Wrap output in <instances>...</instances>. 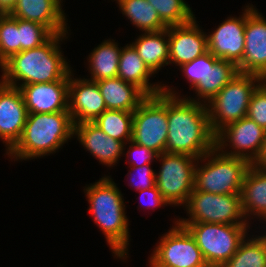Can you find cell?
<instances>
[{"mask_svg": "<svg viewBox=\"0 0 266 267\" xmlns=\"http://www.w3.org/2000/svg\"><path fill=\"white\" fill-rule=\"evenodd\" d=\"M240 194L242 211L248 224H253L249 220L254 218L263 224L266 221V169L251 164Z\"/></svg>", "mask_w": 266, "mask_h": 267, "instance_id": "44dd1931", "label": "cell"}, {"mask_svg": "<svg viewBox=\"0 0 266 267\" xmlns=\"http://www.w3.org/2000/svg\"><path fill=\"white\" fill-rule=\"evenodd\" d=\"M261 83L262 77L259 75L238 73L206 104L209 125L214 134L247 116L252 94Z\"/></svg>", "mask_w": 266, "mask_h": 267, "instance_id": "52a82bcc", "label": "cell"}, {"mask_svg": "<svg viewBox=\"0 0 266 267\" xmlns=\"http://www.w3.org/2000/svg\"><path fill=\"white\" fill-rule=\"evenodd\" d=\"M21 51L37 48L46 43L54 34L42 24L18 19Z\"/></svg>", "mask_w": 266, "mask_h": 267, "instance_id": "1f68e13d", "label": "cell"}, {"mask_svg": "<svg viewBox=\"0 0 266 267\" xmlns=\"http://www.w3.org/2000/svg\"><path fill=\"white\" fill-rule=\"evenodd\" d=\"M167 25H181L191 21L195 15L185 0H147Z\"/></svg>", "mask_w": 266, "mask_h": 267, "instance_id": "f546056e", "label": "cell"}, {"mask_svg": "<svg viewBox=\"0 0 266 267\" xmlns=\"http://www.w3.org/2000/svg\"><path fill=\"white\" fill-rule=\"evenodd\" d=\"M107 109L97 82L86 78H74L70 73L68 87V111L73 124L93 122Z\"/></svg>", "mask_w": 266, "mask_h": 267, "instance_id": "e0dca14e", "label": "cell"}, {"mask_svg": "<svg viewBox=\"0 0 266 267\" xmlns=\"http://www.w3.org/2000/svg\"><path fill=\"white\" fill-rule=\"evenodd\" d=\"M127 144H129V146ZM125 147L127 151H125ZM124 154L127 155L126 157L128 158V161H126L125 163H128V165H130L129 167H140L144 164H151L153 161L157 162L156 159L158 157V154L155 151L150 150L145 146L138 145L131 140L124 144L123 156Z\"/></svg>", "mask_w": 266, "mask_h": 267, "instance_id": "e575fe53", "label": "cell"}, {"mask_svg": "<svg viewBox=\"0 0 266 267\" xmlns=\"http://www.w3.org/2000/svg\"><path fill=\"white\" fill-rule=\"evenodd\" d=\"M252 164L257 167L266 169V136L262 145L261 152Z\"/></svg>", "mask_w": 266, "mask_h": 267, "instance_id": "74e56055", "label": "cell"}, {"mask_svg": "<svg viewBox=\"0 0 266 267\" xmlns=\"http://www.w3.org/2000/svg\"><path fill=\"white\" fill-rule=\"evenodd\" d=\"M139 193L141 195L140 199H141L142 196H144L146 198L149 197L147 199L149 202H147V203H145L146 200L143 201L144 199H141L143 202L140 201L142 203V205L145 207L146 210L147 209H153V211H154V209L163 208V207L168 206V205L170 206V204L160 194V191L158 190V187L156 185L154 187H151V188H148V189L140 190Z\"/></svg>", "mask_w": 266, "mask_h": 267, "instance_id": "8d00e7d4", "label": "cell"}, {"mask_svg": "<svg viewBox=\"0 0 266 267\" xmlns=\"http://www.w3.org/2000/svg\"><path fill=\"white\" fill-rule=\"evenodd\" d=\"M264 224H266V221L264 222ZM263 232H264L263 234L266 236V230H264Z\"/></svg>", "mask_w": 266, "mask_h": 267, "instance_id": "b9f144b4", "label": "cell"}, {"mask_svg": "<svg viewBox=\"0 0 266 267\" xmlns=\"http://www.w3.org/2000/svg\"><path fill=\"white\" fill-rule=\"evenodd\" d=\"M262 84L266 87V77L262 78Z\"/></svg>", "mask_w": 266, "mask_h": 267, "instance_id": "ab89813d", "label": "cell"}, {"mask_svg": "<svg viewBox=\"0 0 266 267\" xmlns=\"http://www.w3.org/2000/svg\"><path fill=\"white\" fill-rule=\"evenodd\" d=\"M93 123L107 136L124 144L132 139L133 112L106 109Z\"/></svg>", "mask_w": 266, "mask_h": 267, "instance_id": "f1b7e54d", "label": "cell"}, {"mask_svg": "<svg viewBox=\"0 0 266 267\" xmlns=\"http://www.w3.org/2000/svg\"><path fill=\"white\" fill-rule=\"evenodd\" d=\"M19 52H21V42L18 18L5 14L0 19V66Z\"/></svg>", "mask_w": 266, "mask_h": 267, "instance_id": "4dcf8cb0", "label": "cell"}, {"mask_svg": "<svg viewBox=\"0 0 266 267\" xmlns=\"http://www.w3.org/2000/svg\"><path fill=\"white\" fill-rule=\"evenodd\" d=\"M107 109L134 112L147 95L136 85L119 77L97 81Z\"/></svg>", "mask_w": 266, "mask_h": 267, "instance_id": "603a6c76", "label": "cell"}, {"mask_svg": "<svg viewBox=\"0 0 266 267\" xmlns=\"http://www.w3.org/2000/svg\"><path fill=\"white\" fill-rule=\"evenodd\" d=\"M242 14L230 16L217 28L207 32L208 51L216 58L233 62L236 66L243 59L245 48V25L247 18V5Z\"/></svg>", "mask_w": 266, "mask_h": 267, "instance_id": "5bb4252c", "label": "cell"}, {"mask_svg": "<svg viewBox=\"0 0 266 267\" xmlns=\"http://www.w3.org/2000/svg\"><path fill=\"white\" fill-rule=\"evenodd\" d=\"M159 171L155 182L160 194L172 207H184L194 190L195 167L198 158L185 154H159Z\"/></svg>", "mask_w": 266, "mask_h": 267, "instance_id": "ba28073f", "label": "cell"}, {"mask_svg": "<svg viewBox=\"0 0 266 267\" xmlns=\"http://www.w3.org/2000/svg\"><path fill=\"white\" fill-rule=\"evenodd\" d=\"M178 223L194 237L209 267H222L251 232L250 224Z\"/></svg>", "mask_w": 266, "mask_h": 267, "instance_id": "8992f818", "label": "cell"}, {"mask_svg": "<svg viewBox=\"0 0 266 267\" xmlns=\"http://www.w3.org/2000/svg\"><path fill=\"white\" fill-rule=\"evenodd\" d=\"M250 165L248 160L225 155L214 147L197 160L193 191L240 194Z\"/></svg>", "mask_w": 266, "mask_h": 267, "instance_id": "5b68a950", "label": "cell"}, {"mask_svg": "<svg viewBox=\"0 0 266 267\" xmlns=\"http://www.w3.org/2000/svg\"><path fill=\"white\" fill-rule=\"evenodd\" d=\"M154 75L131 43L122 47L117 77L136 85L147 96H154L163 92L165 85L149 82Z\"/></svg>", "mask_w": 266, "mask_h": 267, "instance_id": "7402d4cb", "label": "cell"}, {"mask_svg": "<svg viewBox=\"0 0 266 267\" xmlns=\"http://www.w3.org/2000/svg\"><path fill=\"white\" fill-rule=\"evenodd\" d=\"M218 60V58L208 51L193 61L179 66L188 83H190L189 87L191 90L205 79L208 72V65H214Z\"/></svg>", "mask_w": 266, "mask_h": 267, "instance_id": "d6a6232c", "label": "cell"}, {"mask_svg": "<svg viewBox=\"0 0 266 267\" xmlns=\"http://www.w3.org/2000/svg\"><path fill=\"white\" fill-rule=\"evenodd\" d=\"M151 165L152 164H144L143 166L140 167L137 166L128 167L130 169L126 175L129 178V180H131L128 182V185L130 187H133L136 191L154 187L156 185L155 170H153ZM132 172L136 174H133ZM134 175H137L138 178L137 176L135 177Z\"/></svg>", "mask_w": 266, "mask_h": 267, "instance_id": "d590c367", "label": "cell"}, {"mask_svg": "<svg viewBox=\"0 0 266 267\" xmlns=\"http://www.w3.org/2000/svg\"><path fill=\"white\" fill-rule=\"evenodd\" d=\"M69 33L54 34L43 45L12 55L1 66V81L21 87L26 84L70 80L73 71L61 49Z\"/></svg>", "mask_w": 266, "mask_h": 267, "instance_id": "7a4b0ae2", "label": "cell"}, {"mask_svg": "<svg viewBox=\"0 0 266 267\" xmlns=\"http://www.w3.org/2000/svg\"><path fill=\"white\" fill-rule=\"evenodd\" d=\"M168 230L148 257L149 267H209L194 237L176 218Z\"/></svg>", "mask_w": 266, "mask_h": 267, "instance_id": "30bf717a", "label": "cell"}, {"mask_svg": "<svg viewBox=\"0 0 266 267\" xmlns=\"http://www.w3.org/2000/svg\"><path fill=\"white\" fill-rule=\"evenodd\" d=\"M28 111L19 88L0 80V139L7 154L20 140Z\"/></svg>", "mask_w": 266, "mask_h": 267, "instance_id": "9a60e30c", "label": "cell"}, {"mask_svg": "<svg viewBox=\"0 0 266 267\" xmlns=\"http://www.w3.org/2000/svg\"><path fill=\"white\" fill-rule=\"evenodd\" d=\"M164 92L167 94L168 120L165 152L199 159L215 147L206 104L187 99L175 87L164 85Z\"/></svg>", "mask_w": 266, "mask_h": 267, "instance_id": "6da1fadb", "label": "cell"}, {"mask_svg": "<svg viewBox=\"0 0 266 267\" xmlns=\"http://www.w3.org/2000/svg\"><path fill=\"white\" fill-rule=\"evenodd\" d=\"M243 59L238 73L266 77V18L251 4L247 5Z\"/></svg>", "mask_w": 266, "mask_h": 267, "instance_id": "4fadbf2b", "label": "cell"}, {"mask_svg": "<svg viewBox=\"0 0 266 267\" xmlns=\"http://www.w3.org/2000/svg\"><path fill=\"white\" fill-rule=\"evenodd\" d=\"M74 138L104 166H116L123 155L124 143L107 136L93 122L74 125Z\"/></svg>", "mask_w": 266, "mask_h": 267, "instance_id": "ffe728a7", "label": "cell"}, {"mask_svg": "<svg viewBox=\"0 0 266 267\" xmlns=\"http://www.w3.org/2000/svg\"><path fill=\"white\" fill-rule=\"evenodd\" d=\"M63 0H17L10 16L37 22L53 34L68 33L67 16L62 9ZM68 27V28H67Z\"/></svg>", "mask_w": 266, "mask_h": 267, "instance_id": "d6986e66", "label": "cell"}, {"mask_svg": "<svg viewBox=\"0 0 266 267\" xmlns=\"http://www.w3.org/2000/svg\"><path fill=\"white\" fill-rule=\"evenodd\" d=\"M261 234L247 235L222 267H266V236Z\"/></svg>", "mask_w": 266, "mask_h": 267, "instance_id": "83f0119b", "label": "cell"}, {"mask_svg": "<svg viewBox=\"0 0 266 267\" xmlns=\"http://www.w3.org/2000/svg\"><path fill=\"white\" fill-rule=\"evenodd\" d=\"M121 50L118 42L111 38L102 41L88 55L87 70L91 75L86 79L97 82L117 77Z\"/></svg>", "mask_w": 266, "mask_h": 267, "instance_id": "d4e9b609", "label": "cell"}, {"mask_svg": "<svg viewBox=\"0 0 266 267\" xmlns=\"http://www.w3.org/2000/svg\"><path fill=\"white\" fill-rule=\"evenodd\" d=\"M238 74L237 66L227 60L219 59L214 65H208V72L193 90L196 97L184 96L191 101L207 104L219 91ZM198 97V98H197Z\"/></svg>", "mask_w": 266, "mask_h": 267, "instance_id": "484cf974", "label": "cell"}, {"mask_svg": "<svg viewBox=\"0 0 266 267\" xmlns=\"http://www.w3.org/2000/svg\"><path fill=\"white\" fill-rule=\"evenodd\" d=\"M5 14L0 10V19L4 16Z\"/></svg>", "mask_w": 266, "mask_h": 267, "instance_id": "60d3db41", "label": "cell"}, {"mask_svg": "<svg viewBox=\"0 0 266 267\" xmlns=\"http://www.w3.org/2000/svg\"><path fill=\"white\" fill-rule=\"evenodd\" d=\"M189 218L178 222L248 224L241 203V194H213L193 191L184 206Z\"/></svg>", "mask_w": 266, "mask_h": 267, "instance_id": "8fae6325", "label": "cell"}, {"mask_svg": "<svg viewBox=\"0 0 266 267\" xmlns=\"http://www.w3.org/2000/svg\"><path fill=\"white\" fill-rule=\"evenodd\" d=\"M265 136L266 130L246 116L219 130L215 134V147L225 155L240 157L252 164L261 152Z\"/></svg>", "mask_w": 266, "mask_h": 267, "instance_id": "7c38bea8", "label": "cell"}, {"mask_svg": "<svg viewBox=\"0 0 266 267\" xmlns=\"http://www.w3.org/2000/svg\"><path fill=\"white\" fill-rule=\"evenodd\" d=\"M247 117L266 130V87L262 83L252 94Z\"/></svg>", "mask_w": 266, "mask_h": 267, "instance_id": "836d02e7", "label": "cell"}, {"mask_svg": "<svg viewBox=\"0 0 266 267\" xmlns=\"http://www.w3.org/2000/svg\"><path fill=\"white\" fill-rule=\"evenodd\" d=\"M167 136V94L163 91L147 96L133 112L131 141L159 155L165 153Z\"/></svg>", "mask_w": 266, "mask_h": 267, "instance_id": "9c48e42d", "label": "cell"}, {"mask_svg": "<svg viewBox=\"0 0 266 267\" xmlns=\"http://www.w3.org/2000/svg\"><path fill=\"white\" fill-rule=\"evenodd\" d=\"M69 80L26 84L19 87L28 113L68 111Z\"/></svg>", "mask_w": 266, "mask_h": 267, "instance_id": "ac0fdd59", "label": "cell"}, {"mask_svg": "<svg viewBox=\"0 0 266 267\" xmlns=\"http://www.w3.org/2000/svg\"><path fill=\"white\" fill-rule=\"evenodd\" d=\"M83 188L89 203L87 210L92 215L94 224L102 231L113 256L126 261L130 258V224L121 190L110 175H104L97 182Z\"/></svg>", "mask_w": 266, "mask_h": 267, "instance_id": "3957f363", "label": "cell"}, {"mask_svg": "<svg viewBox=\"0 0 266 267\" xmlns=\"http://www.w3.org/2000/svg\"><path fill=\"white\" fill-rule=\"evenodd\" d=\"M16 2L17 0H0V10L4 14H9L16 5Z\"/></svg>", "mask_w": 266, "mask_h": 267, "instance_id": "f35d334b", "label": "cell"}, {"mask_svg": "<svg viewBox=\"0 0 266 267\" xmlns=\"http://www.w3.org/2000/svg\"><path fill=\"white\" fill-rule=\"evenodd\" d=\"M123 16L142 32H157L168 28L147 0H114Z\"/></svg>", "mask_w": 266, "mask_h": 267, "instance_id": "4316f807", "label": "cell"}, {"mask_svg": "<svg viewBox=\"0 0 266 267\" xmlns=\"http://www.w3.org/2000/svg\"><path fill=\"white\" fill-rule=\"evenodd\" d=\"M74 138V124L69 112L28 113L23 133L6 154L13 162L29 161L59 152Z\"/></svg>", "mask_w": 266, "mask_h": 267, "instance_id": "277c9868", "label": "cell"}, {"mask_svg": "<svg viewBox=\"0 0 266 267\" xmlns=\"http://www.w3.org/2000/svg\"><path fill=\"white\" fill-rule=\"evenodd\" d=\"M196 17L181 25L168 26L169 62L176 67L208 52L207 34Z\"/></svg>", "mask_w": 266, "mask_h": 267, "instance_id": "2e32d148", "label": "cell"}, {"mask_svg": "<svg viewBox=\"0 0 266 267\" xmlns=\"http://www.w3.org/2000/svg\"><path fill=\"white\" fill-rule=\"evenodd\" d=\"M137 37L131 44L154 74L168 66V28L157 32H142Z\"/></svg>", "mask_w": 266, "mask_h": 267, "instance_id": "cb8c5ba5", "label": "cell"}]
</instances>
